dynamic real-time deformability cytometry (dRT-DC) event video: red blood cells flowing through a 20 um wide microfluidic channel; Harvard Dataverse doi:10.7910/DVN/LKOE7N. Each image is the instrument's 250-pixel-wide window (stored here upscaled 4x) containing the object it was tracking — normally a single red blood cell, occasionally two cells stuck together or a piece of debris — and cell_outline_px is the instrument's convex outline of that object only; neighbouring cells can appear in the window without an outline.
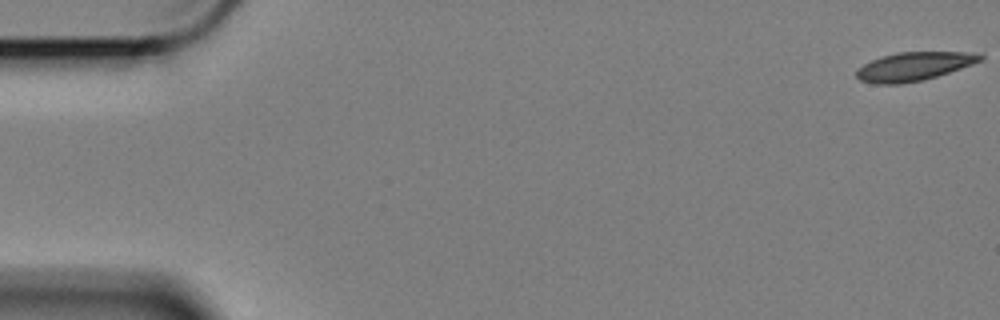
{"species": "Egyptian fruit bat (a non-hibernating species)", "species_latin": "Rousettus aegyptiacus", "temperature_condition": "cold", "stored_images_in_passage": 58, "camera_frame_rate_fps": 3000, "um_per_image_px": 0.085, "animal": {"sex": "female"}, "frame": {"image": 1, "passage_image": 1, "time_ms": 0.0, "image_size_px": [1000, 320], "cell_outline_px": [[984, 56], [980, 60], [972, 64], [924, 80], [900, 84], [872, 84], [860, 80], [856, 76], [856, 72], [864, 64], [872, 60], [884, 56], [900, 52], [960, 52]], "centroid_in_image_um": [77.61, 5.66], "position_along_channel_um": 7.4, "area_um2": 20.11}}
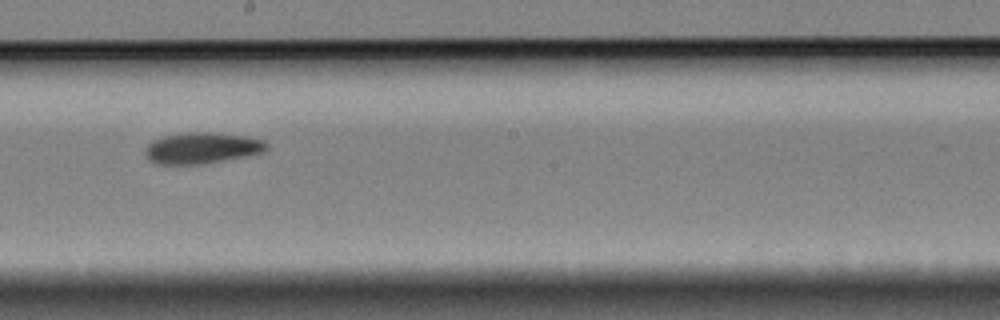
{"frame": {"image": 2, "passage_image": 33, "time_ms": 10.667, "image_size_px": [1000, 320], "cell_outline_px": [[268, 148], [264, 152], [248, 156], [200, 164], [156, 164], [148, 160], [144, 152], [144, 148], [152, 140], [160, 136], [184, 132], [212, 132], [244, 136], [264, 140], [268, 144]], "centroid_in_image_um": [17.13, 12.57], "position_along_channel_um": 231.1, "area_um2": 22.37}}
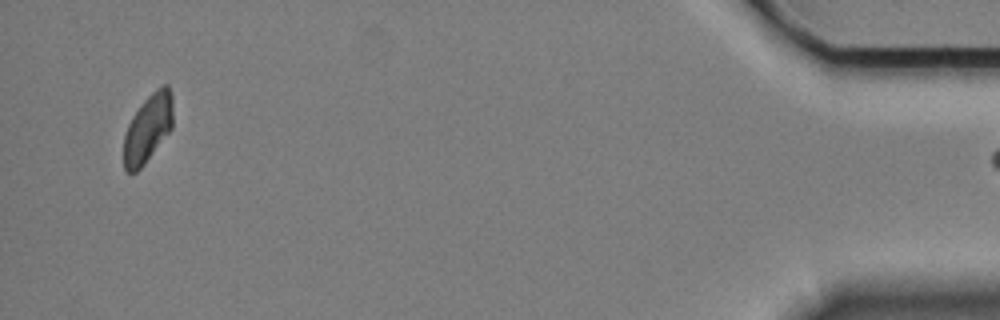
{"frame": {"image": 3, "passage_image": 57, "time_ms": 18.667, "image_size_px": [1000, 320], "cell_outline_px": [[172, 128], [144, 164], [136, 172], [128, 172], [124, 168], [124, 136], [128, 124], [132, 116], [140, 104], [156, 88], [164, 84], [168, 84], [172, 92]], "centroid_in_image_um": [12.57, 10.87], "position_along_channel_um": 422.6, "area_um2": 19.48}}